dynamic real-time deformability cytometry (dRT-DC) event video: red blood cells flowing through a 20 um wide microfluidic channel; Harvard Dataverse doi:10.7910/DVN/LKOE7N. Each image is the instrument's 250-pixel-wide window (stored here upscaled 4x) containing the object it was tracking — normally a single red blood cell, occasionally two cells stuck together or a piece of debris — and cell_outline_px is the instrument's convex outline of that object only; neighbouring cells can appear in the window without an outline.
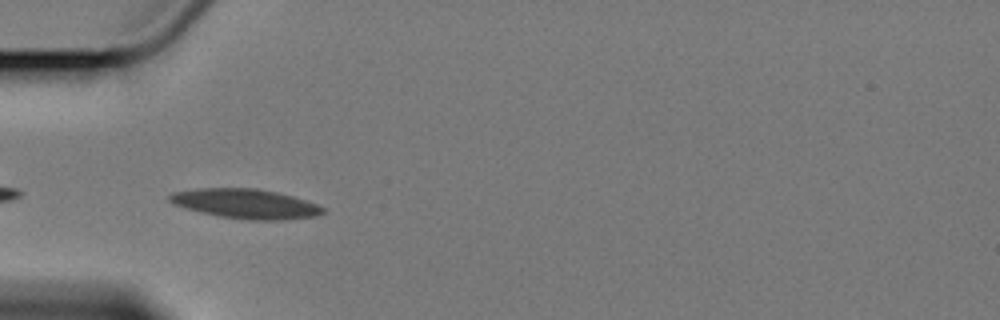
{"species": "Egyptian fruit bat (a non-hibernating species)", "species_latin": "Rousettus aegyptiacus", "temperature_condition": "cold", "stored_images_in_passage": 5, "camera_frame_rate_fps": 3000, "um_per_image_px": 0.085, "animal": {"sex": "female"}, "frame": {"image": 1, "passage_image": 3, "time_ms": 2.333, "image_size_px": [1000, 320], "cell_outline_px": [[324, 212], [316, 216], [284, 220], [248, 220], [220, 216], [200, 212], [184, 208], [172, 204], [168, 200], [168, 196], [172, 192], [196, 188], [256, 188], [276, 192], [292, 196], [316, 204], [324, 208]], "centroid_in_image_um": [20.82, 17.32], "position_along_channel_um": 64.2, "area_um2": 26.47}}
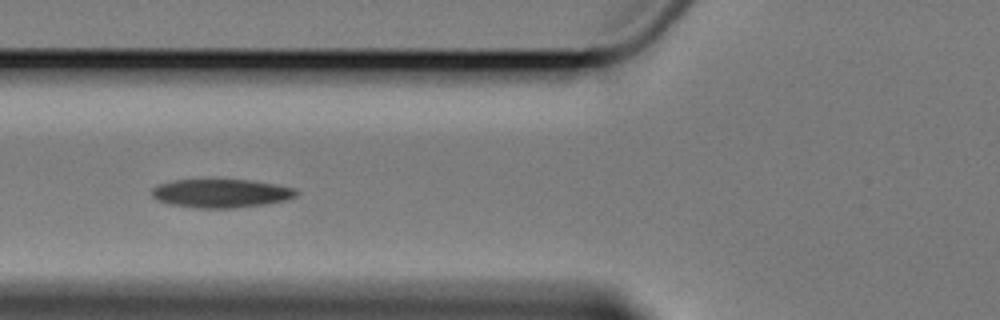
{"frame": {"image": 2, "passage_image": 4, "time_ms": 3.667, "image_size_px": [1000, 320], "cell_outline_px": [[300, 192], [296, 196], [288, 200], [268, 204], [236, 208], [196, 208], [168, 204], [156, 200], [152, 196], [152, 188], [160, 184], [172, 180], [252, 180], [296, 188]], "centroid_in_image_um": [18.83, 16.44], "position_along_channel_um": 107.0, "area_um2": 24.33}}
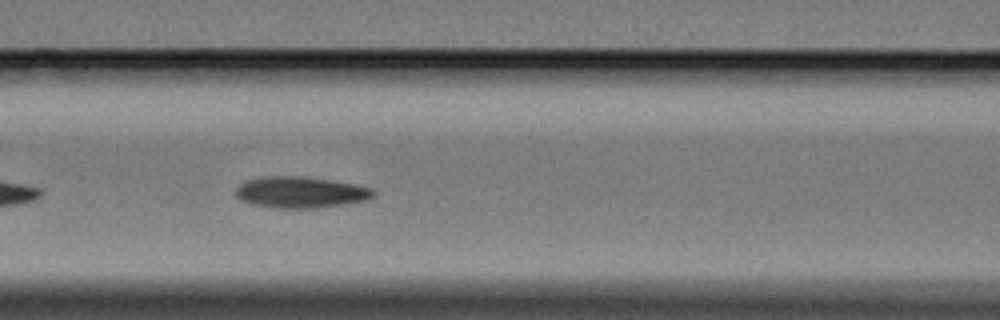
{"frame": {"image": 3, "passage_image": 5, "time_ms": 4.667, "image_size_px": [1000, 320], "cell_outline_px": [[376, 192], [368, 200], [344, 204], [316, 208], [284, 208], [252, 204], [240, 200], [236, 196], [236, 188], [240, 184], [248, 180], [264, 176], [304, 176], [352, 184], [372, 188]], "centroid_in_image_um": [25.54, 16.34], "position_along_channel_um": 141.1, "area_um2": 24.85}}